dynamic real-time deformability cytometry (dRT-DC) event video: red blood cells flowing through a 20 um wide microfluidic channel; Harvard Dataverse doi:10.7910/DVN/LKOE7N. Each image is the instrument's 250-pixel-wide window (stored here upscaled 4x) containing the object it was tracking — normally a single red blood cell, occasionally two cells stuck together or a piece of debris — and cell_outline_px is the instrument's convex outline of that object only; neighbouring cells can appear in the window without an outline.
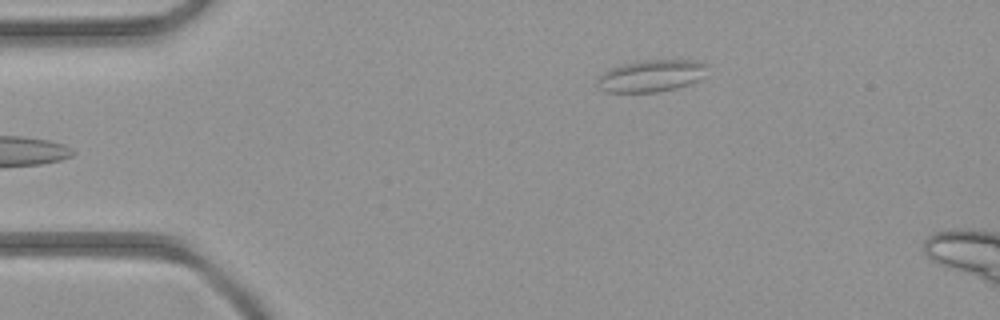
{"species": "common noctule bat (a hibernating species)", "species_latin": "Nyctalus noctula", "temperature_condition": "room temperature", "stored_images_in_passage": 4, "camera_frame_rate_fps": 3000, "um_per_image_px": 0.085, "animal": {"sex": "female", "body_mass_g": 21.9}, "frame": {"image": 1, "passage_image": 4, "time_ms": 3.333, "image_size_px": [1000, 320], "cell_outline_px": [[708, 64], [696, 80], [688, 84], [676, 88], [656, 92], [608, 92], [596, 88], [596, 80], [608, 68], [624, 64], [644, 60], [696, 60]], "centroid_in_image_um": [55.26, 6.45], "position_along_channel_um": 29.7, "area_um2": 20.23}}